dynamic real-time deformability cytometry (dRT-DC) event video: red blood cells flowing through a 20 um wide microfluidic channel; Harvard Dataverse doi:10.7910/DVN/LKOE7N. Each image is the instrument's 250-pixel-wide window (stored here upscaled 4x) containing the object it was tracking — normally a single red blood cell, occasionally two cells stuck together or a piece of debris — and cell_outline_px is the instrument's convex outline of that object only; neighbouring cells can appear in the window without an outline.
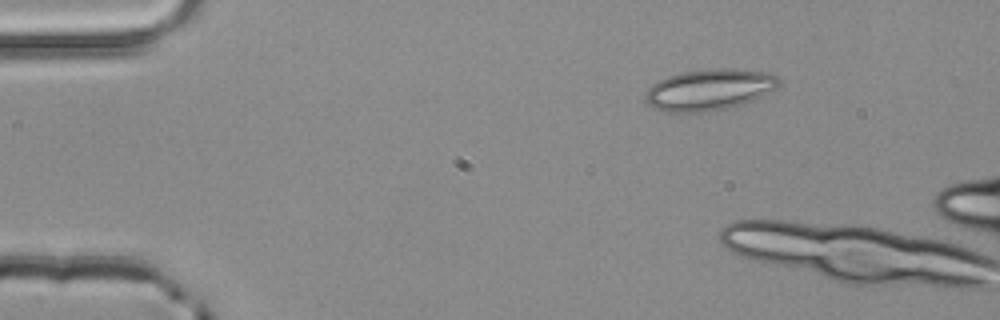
{"species": "common noctule bat (a hibernating species)", "species_latin": "Nyctalus noctula", "temperature_condition": "room temperature", "stored_images_in_passage": 4, "camera_frame_rate_fps": 3000, "um_per_image_px": 0.085, "animal": {"sex": "male", "body_mass_g": 20.4}, "frame": {"image": 1, "passage_image": 1, "time_ms": 0.0, "image_size_px": [1000, 320], "cell_outline_px": [[780, 84], [776, 88], [752, 100], [732, 108], [716, 112], [664, 112], [648, 104], [644, 96], [644, 92], [652, 84], [668, 76], [680, 72], [712, 68], [732, 68], [768, 72], [780, 76]], "centroid_in_image_um": [60.3, 7.62], "position_along_channel_um": 24.7, "area_um2": 32.6}}